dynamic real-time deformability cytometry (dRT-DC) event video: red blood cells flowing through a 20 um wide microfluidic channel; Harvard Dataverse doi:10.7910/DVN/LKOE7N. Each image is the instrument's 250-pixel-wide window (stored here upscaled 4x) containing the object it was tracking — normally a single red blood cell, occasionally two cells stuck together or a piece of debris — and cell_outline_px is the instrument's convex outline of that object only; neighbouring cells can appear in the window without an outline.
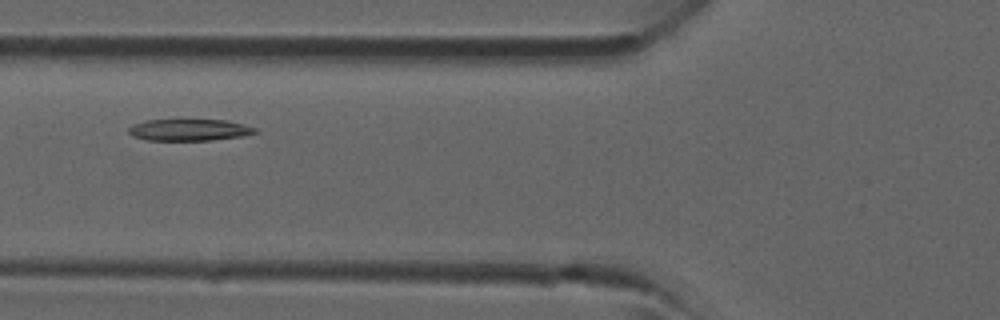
{"species": "common noctule bat (a hibernating species)", "species_latin": "Nyctalus noctula", "temperature_condition": "room temperature", "stored_images_in_passage": 3, "camera_frame_rate_fps": 3000, "um_per_image_px": 0.085, "animal": {"sex": "male", "forearm_length_mm": 52.5}, "frame": {"image": 1, "passage_image": 3, "time_ms": 2.667, "image_size_px": [1000, 320], "cell_outline_px": [[260, 132], [240, 136], [212, 140], [148, 140], [132, 136], [128, 132], [128, 128], [144, 120], [224, 120], [244, 124], [256, 128]], "centroid_in_image_um": [16.1, 11.04], "position_along_channel_um": 109.7, "area_um2": 15.84}}